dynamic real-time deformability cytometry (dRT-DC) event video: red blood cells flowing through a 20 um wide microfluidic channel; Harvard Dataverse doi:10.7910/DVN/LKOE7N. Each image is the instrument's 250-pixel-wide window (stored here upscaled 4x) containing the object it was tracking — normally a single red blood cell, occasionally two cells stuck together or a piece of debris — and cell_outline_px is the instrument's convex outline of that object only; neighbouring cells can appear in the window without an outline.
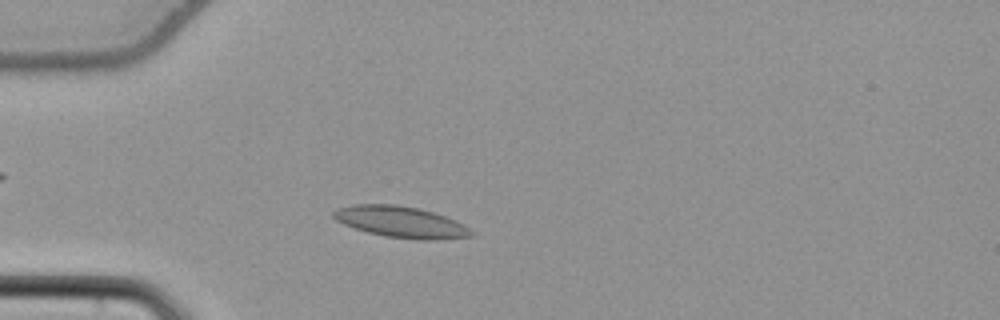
{"species": "common noctule bat (a hibernating species)", "species_latin": "Nyctalus noctula", "temperature_condition": "cold", "stored_images_in_passage": 45, "camera_frame_rate_fps": 3000, "um_per_image_px": 0.085, "animal": {"sex": "female", "body_mass_g": 22.7, "forearm_length_mm": 54.2}, "frame": {"image": 1, "passage_image": 6, "time_ms": 1.667, "image_size_px": [1000, 320], "cell_outline_px": [[476, 232], [472, 236], [436, 240], [420, 240], [384, 236], [368, 232], [344, 224], [336, 220], [332, 216], [332, 212], [336, 208], [352, 204], [396, 204], [420, 208], [456, 220], [464, 224]], "centroid_in_image_um": [34.09, 18.86], "position_along_channel_um": 50.9, "area_um2": 25.32}}
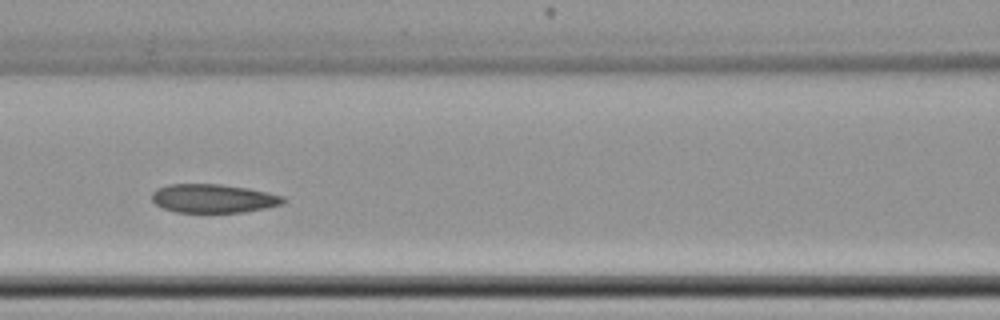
{"frame": {"image": 2, "passage_image": 15, "time_ms": 4.667, "image_size_px": [1000, 320], "cell_outline_px": [[288, 200], [284, 204], [244, 212], [176, 212], [164, 208], [156, 204], [152, 200], [152, 192], [156, 188], [168, 184], [220, 184], [248, 188], [268, 192], [284, 196]], "centroid_in_image_um": [18.16, 16.86], "position_along_channel_um": 148.4, "area_um2": 22.08}}
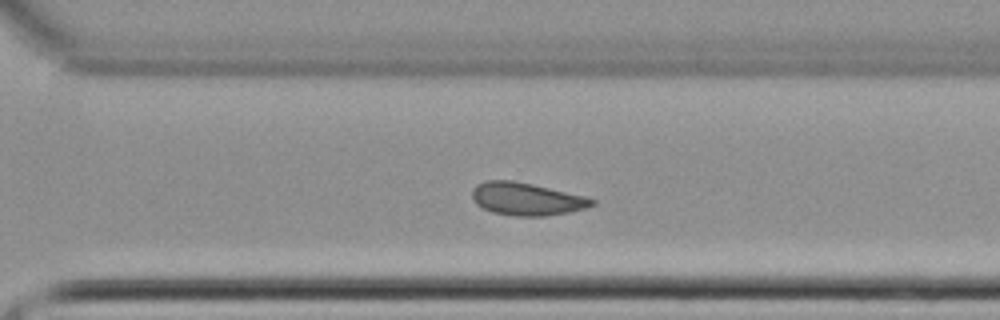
{"frame": {"image": 3, "passage_image": 29, "time_ms": 9.333, "image_size_px": [1000, 320], "cell_outline_px": [[596, 204], [584, 208], [568, 212], [544, 216], [516, 216], [492, 212], [476, 204], [472, 196], [472, 188], [476, 184], [484, 180], [512, 180], [532, 184], [584, 196], [596, 200]], "centroid_in_image_um": [44.72, 16.9], "position_along_channel_um": 325.9, "area_um2": 22.72}, "authors_computed_cell_mechanics": {"area_um2": 22.9466, "velocity_mm_per_s": 3.8034, "shape_relaxation_time_tau1_ms": null, "shape_relaxation_time_tau2_ms": 8.4103, "deformation_change_tau1": null, "deformation_change_tau2": 0.115}}